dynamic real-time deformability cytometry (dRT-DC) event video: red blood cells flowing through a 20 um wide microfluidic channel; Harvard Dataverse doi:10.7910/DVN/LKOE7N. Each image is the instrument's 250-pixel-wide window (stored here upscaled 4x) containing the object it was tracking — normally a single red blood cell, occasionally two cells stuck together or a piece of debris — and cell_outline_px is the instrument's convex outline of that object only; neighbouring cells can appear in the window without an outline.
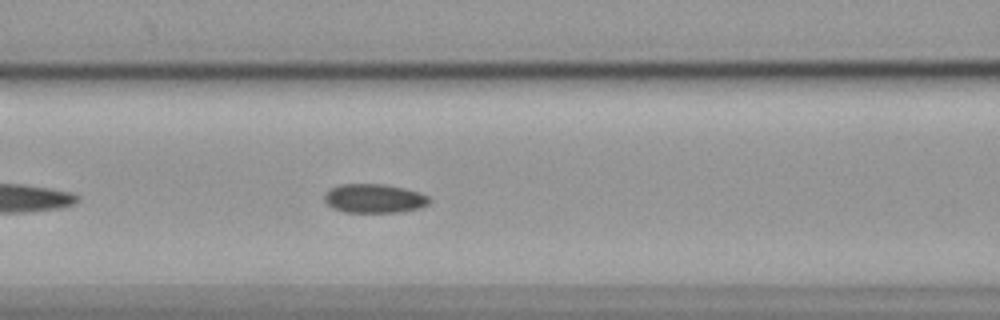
{"species": "common noctule bat (a hibernating species)", "species_latin": "Nyctalus noctula", "temperature_condition": "cold", "stored_images_in_passage": 43, "camera_frame_rate_fps": 3000, "um_per_image_px": 0.085, "animal": {"sex": "female", "body_mass_g": 19.9}, "frame": {"image": 1, "passage_image": 10, "time_ms": 3.0, "image_size_px": [1000, 320], "cell_outline_px": [[432, 200], [428, 204], [420, 208], [396, 212], [344, 212], [332, 208], [324, 200], [324, 192], [328, 188], [340, 184], [384, 184], [404, 188], [420, 192], [428, 196]], "centroid_in_image_um": [31.78, 16.86], "position_along_channel_um": 134.8, "area_um2": 17.92}}
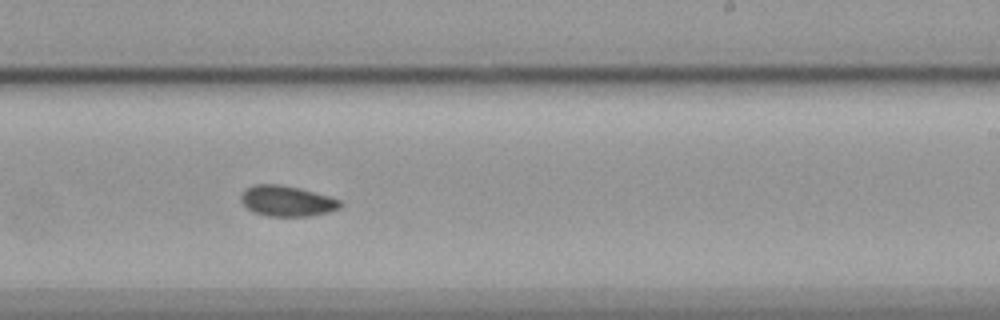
{"frame": {"image": 2, "passage_image": 21, "time_ms": 6.667, "image_size_px": [1000, 320], "cell_outline_px": [[344, 204], [340, 208], [328, 212], [308, 216], [268, 216], [256, 212], [248, 208], [240, 200], [240, 196], [244, 188], [252, 184], [280, 184], [300, 188], [328, 196], [340, 200]], "centroid_in_image_um": [24.38, 17.07], "position_along_channel_um": 264.6, "area_um2": 17.74}}
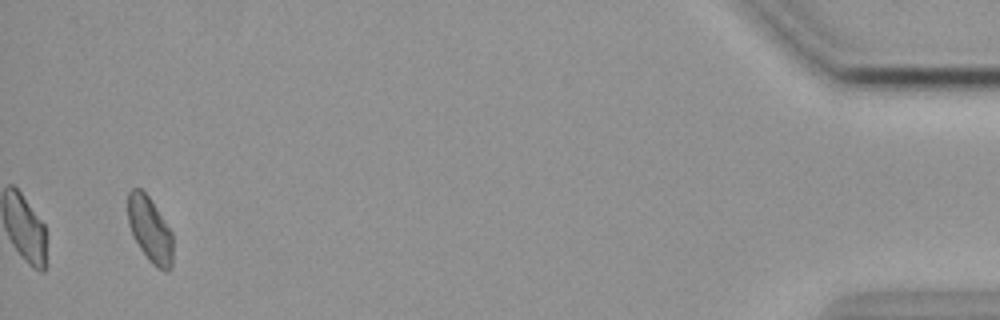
{"frame": {"image": 3, "passage_image": 41, "time_ms": 13.333, "image_size_px": [1000, 320], "cell_outline_px": [[172, 268], [168, 272], [164, 272], [156, 268], [148, 260], [132, 236], [128, 224], [128, 192], [132, 188], [140, 188], [148, 196], [172, 232]], "centroid_in_image_um": [12.74, 19.56], "position_along_channel_um": 422.5, "area_um2": 17.28}, "authors_computed_cell_mechanics": {"area_um2": 17.629, "velocity_mm_per_s": 3.5536, "shape_relaxation_time_tau1_ms": null, "shape_relaxation_time_tau2_ms": 10.2025, "deformation_change_tau1": null, "deformation_change_tau2": 0.1333}}